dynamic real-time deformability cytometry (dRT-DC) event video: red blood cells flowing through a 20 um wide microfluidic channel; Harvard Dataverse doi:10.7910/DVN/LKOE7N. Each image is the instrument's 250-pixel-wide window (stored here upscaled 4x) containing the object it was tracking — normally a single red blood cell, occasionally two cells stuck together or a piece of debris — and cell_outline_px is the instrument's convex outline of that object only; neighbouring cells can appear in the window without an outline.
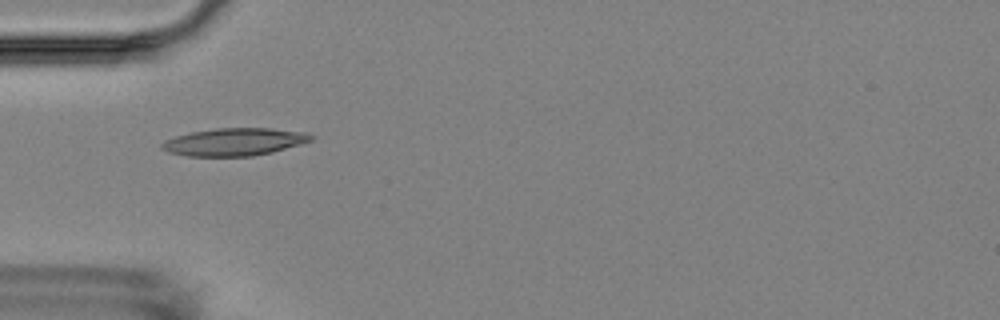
{"species": "Egyptian fruit bat (a non-hibernating species)", "species_latin": "Rousettus aegyptiacus", "temperature_condition": "room temperature", "stored_images_in_passage": 10, "camera_frame_rate_fps": 3000, "um_per_image_px": 0.085, "animal": {"sex": "female"}, "frame": {"image": 1, "passage_image": 6, "time_ms": 7.333, "image_size_px": [1000, 320], "cell_outline_px": [[316, 136], [312, 140], [300, 144], [272, 152], [252, 156], [188, 156], [168, 152], [160, 148], [160, 144], [164, 140], [176, 136], [192, 132], [216, 128], [272, 128], [308, 132]], "centroid_in_image_um": [19.94, 12.05], "position_along_channel_um": 65.1, "area_um2": 24.1}}
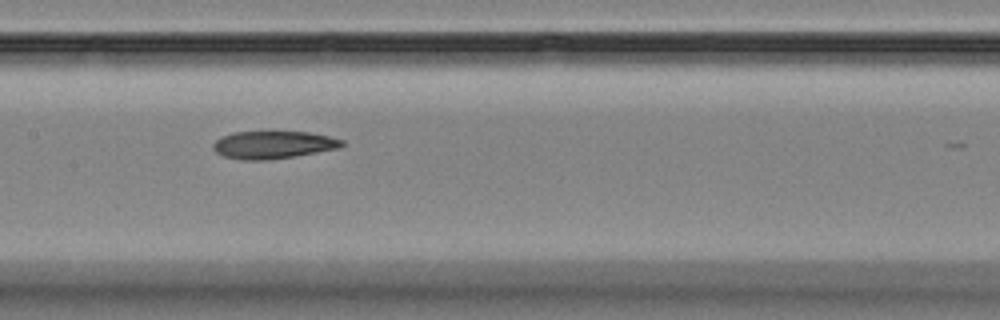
{"frame": {"image": 2, "passage_image": 9, "time_ms": 10.667, "image_size_px": [1000, 320], "cell_outline_px": [[344, 144], [340, 148], [296, 156], [268, 160], [240, 160], [220, 156], [212, 148], [212, 144], [220, 136], [232, 132], [308, 132], [328, 136], [344, 140]], "centroid_in_image_um": [23.18, 12.32], "position_along_channel_um": 184.2, "area_um2": 20.98}}
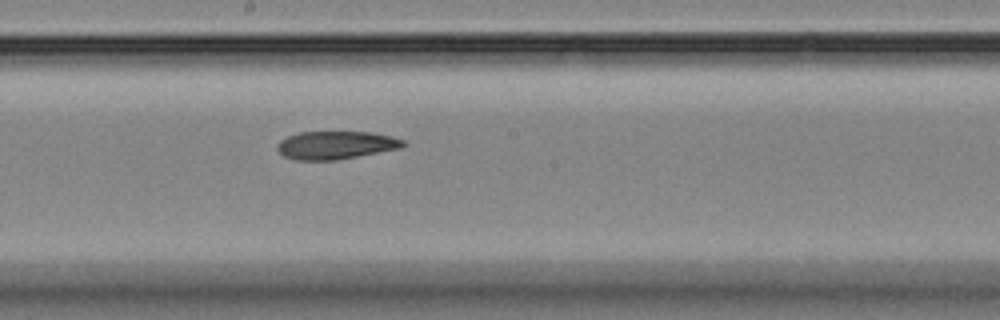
{"frame": {"image": 3, "passage_image": 10, "time_ms": 11.667, "image_size_px": [1000, 320], "cell_outline_px": [[404, 144], [400, 148], [336, 160], [292, 160], [284, 156], [276, 148], [276, 144], [280, 140], [288, 136], [300, 132], [372, 132], [392, 136], [404, 140]], "centroid_in_image_um": [28.5, 12.33], "position_along_channel_um": 219.7, "area_um2": 20.52}}